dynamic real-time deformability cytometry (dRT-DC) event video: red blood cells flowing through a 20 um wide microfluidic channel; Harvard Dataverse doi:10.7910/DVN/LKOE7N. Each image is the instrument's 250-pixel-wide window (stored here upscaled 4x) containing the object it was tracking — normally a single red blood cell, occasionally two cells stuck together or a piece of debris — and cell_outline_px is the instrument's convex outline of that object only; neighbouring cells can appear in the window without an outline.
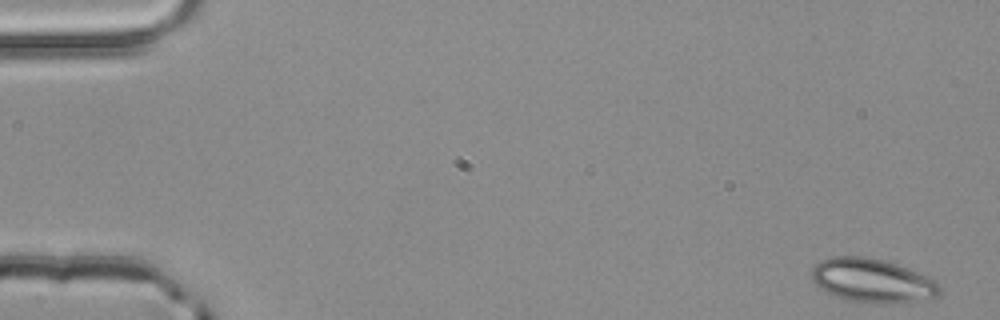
{"species": "common noctule bat (a hibernating species)", "species_latin": "Nyctalus noctula", "temperature_condition": "room temperature", "stored_images_in_passage": 53, "camera_frame_rate_fps": 3000, "um_per_image_px": 0.085, "animal": {"sex": "male", "body_mass_g": 20.4}, "frame": {"image": 1, "passage_image": 1, "time_ms": 0.0, "image_size_px": [1000, 320], "cell_outline_px": [[940, 296], [936, 300], [876, 304], [844, 300], [820, 288], [812, 280], [812, 268], [820, 260], [832, 256], [864, 256], [884, 260], [908, 268], [936, 280], [940, 284]], "centroid_in_image_um": [74.21, 23.87], "position_along_channel_um": 10.8, "area_um2": 33.29}}
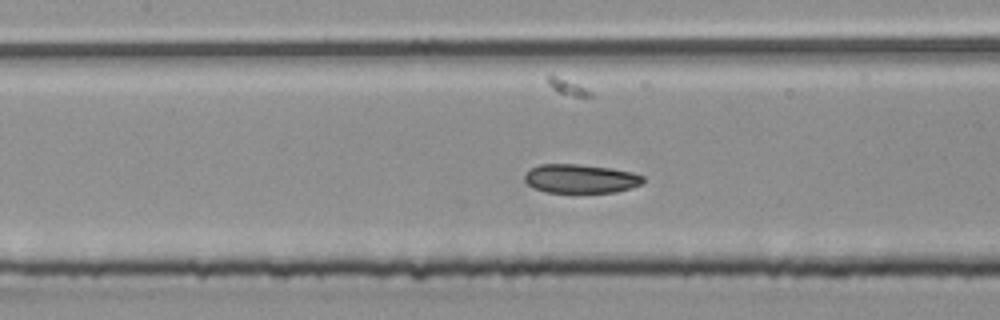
{"frame": {"image": 2, "passage_image": 24, "time_ms": 7.667, "image_size_px": [1000, 320], "cell_outline_px": [[644, 184], [632, 188], [616, 192], [544, 192], [532, 188], [524, 180], [524, 176], [532, 168], [540, 164], [580, 164], [612, 168], [632, 172], [644, 176]], "centroid_in_image_um": [49.38, 15.19], "position_along_channel_um": 158.0, "area_um2": 20.11}}
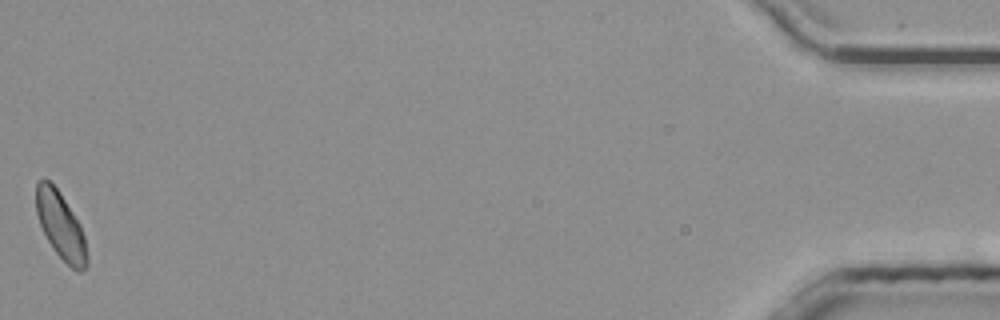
{"frame": {"image": 3, "passage_image": 53, "time_ms": 17.333, "image_size_px": [1000, 320], "cell_outline_px": [[88, 264], [80, 272], [76, 272], [52, 248], [40, 224], [36, 212], [36, 184], [44, 176], [60, 192], [80, 224], [84, 236], [88, 256]], "centroid_in_image_um": [5.17, 19.18], "position_along_channel_um": 430.0, "area_um2": 19.71}, "authors_computed_cell_mechanics": {"area_um2": 20.6924, "velocity_mm_per_s": 3.8725, "shape_relaxation_time_tau1_ms": 3.8515, "shape_relaxation_time_tau2_ms": null, "deformation_change_tau1": 0.1012, "deformation_change_tau2": null}}